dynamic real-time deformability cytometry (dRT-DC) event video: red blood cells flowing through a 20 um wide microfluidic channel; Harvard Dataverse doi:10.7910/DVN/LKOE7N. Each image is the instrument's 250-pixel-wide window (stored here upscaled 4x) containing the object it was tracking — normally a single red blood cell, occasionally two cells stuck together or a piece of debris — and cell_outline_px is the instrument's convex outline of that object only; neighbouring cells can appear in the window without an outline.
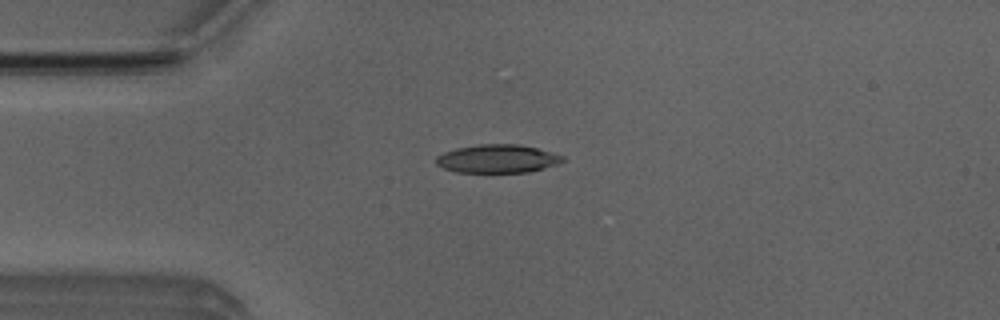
{"species": "Egyptian fruit bat (a non-hibernating species)", "species_latin": "Rousettus aegyptiacus", "temperature_condition": "room temperature", "stored_images_in_passage": 34, "camera_frame_rate_fps": 3000, "um_per_image_px": 0.085, "animal": {"sex": "male"}, "frame": {"image": 1, "passage_image": 3, "time_ms": 0.667, "image_size_px": [1000, 320], "cell_outline_px": [[568, 160], [544, 168], [528, 172], [456, 172], [444, 168], [436, 164], [436, 156], [444, 152], [456, 148], [480, 144], [516, 144], [536, 148], [564, 156]], "centroid_in_image_um": [42.29, 13.49], "position_along_channel_um": 42.7, "area_um2": 20.81}}
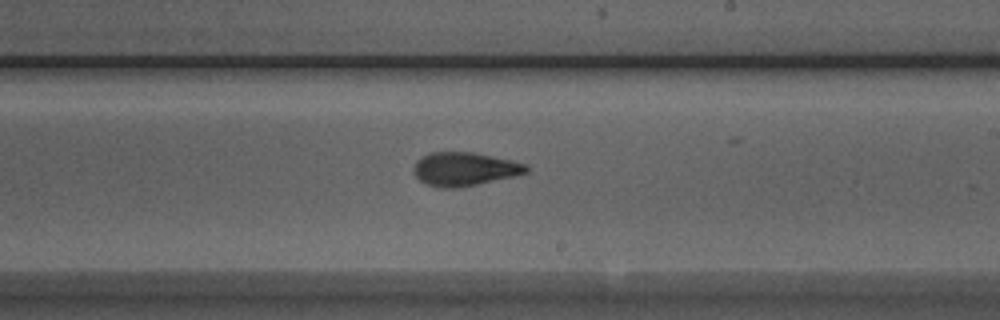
{"frame": {"image": 2, "passage_image": 20, "time_ms": 6.333, "image_size_px": [1000, 320], "cell_outline_px": [[528, 172], [512, 176], [476, 184], [456, 188], [444, 188], [428, 184], [420, 180], [416, 176], [416, 160], [428, 152], [472, 152], [528, 164]], "centroid_in_image_um": [39.48, 14.35], "position_along_channel_um": 249.5, "area_um2": 21.5}}
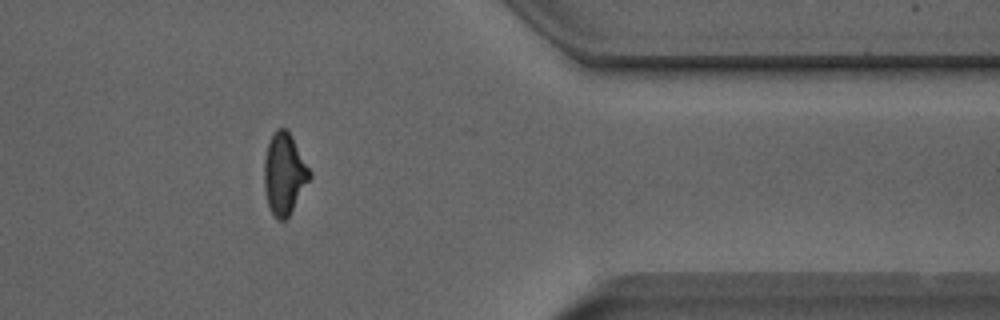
{"frame": {"image": 3, "passage_image": 32, "time_ms": 10.333, "image_size_px": [1000, 320], "cell_outline_px": [[312, 176], [288, 216], [284, 220], [276, 220], [268, 204], [264, 188], [264, 160], [268, 144], [272, 132], [276, 128], [288, 128], [312, 172]], "centroid_in_image_um": [24.17, 14.72], "position_along_channel_um": 387.2, "area_um2": 21.68}, "authors_computed_cell_mechanics": {"area_um2": 21.675, "velocity_mm_per_s": 3.9797, "shape_relaxation_time_tau1_ms": 4.528, "shape_relaxation_time_tau2_ms": 2.1336, "deformation_change_tau1": 0.1635, "deformation_change_tau2": 0.1001}}